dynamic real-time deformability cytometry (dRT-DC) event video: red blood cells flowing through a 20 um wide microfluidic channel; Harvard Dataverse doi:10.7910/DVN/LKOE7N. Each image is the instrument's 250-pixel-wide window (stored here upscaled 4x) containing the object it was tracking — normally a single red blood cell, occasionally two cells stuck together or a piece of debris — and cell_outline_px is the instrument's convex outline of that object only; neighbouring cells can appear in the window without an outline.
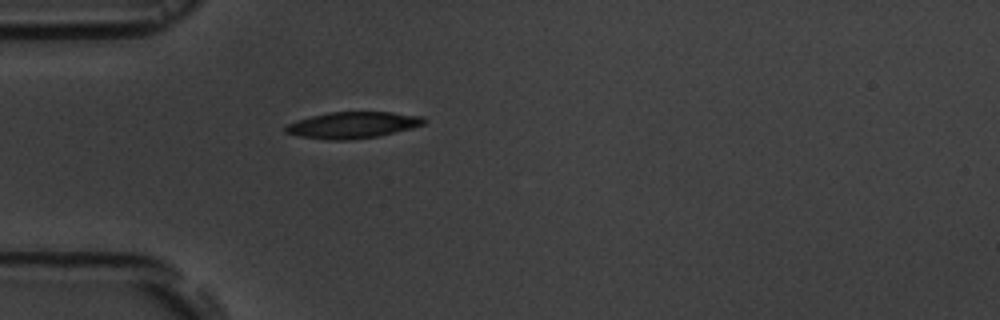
{"species": "common noctule bat (a hibernating species)", "species_latin": "Nyctalus noctula", "temperature_condition": "room temperature", "stored_images_in_passage": 1, "camera_frame_rate_fps": 3000, "um_per_image_px": 0.085, "animal": {"sex": "male", "body_mass_g": 19.5, "forearm_length_mm": 54.6}, "frame": {"image": 1, "passage_image": 1, "time_ms": 0.0, "image_size_px": [1000, 320], "cell_outline_px": [[428, 120], [424, 124], [412, 128], [376, 136], [348, 140], [332, 140], [300, 136], [284, 132], [284, 128], [288, 124], [296, 120], [328, 112], [392, 112], [424, 116]], "centroid_in_image_um": [30.01, 10.62], "position_along_channel_um": 55.0, "area_um2": 21.21}}